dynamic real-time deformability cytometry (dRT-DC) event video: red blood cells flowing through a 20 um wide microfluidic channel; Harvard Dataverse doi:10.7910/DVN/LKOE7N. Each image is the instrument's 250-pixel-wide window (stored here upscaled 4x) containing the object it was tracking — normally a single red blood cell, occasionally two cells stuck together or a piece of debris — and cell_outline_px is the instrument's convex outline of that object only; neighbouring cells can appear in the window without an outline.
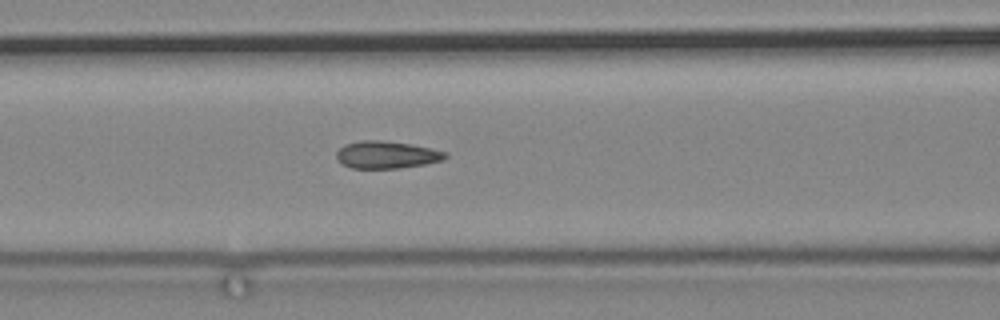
{"species": "common noctule bat (a hibernating species)", "species_latin": "Nyctalus noctula", "temperature_condition": "cold", "stored_images_in_passage": 44, "camera_frame_rate_fps": 3000, "um_per_image_px": 0.085, "animal": {"sex": "male", "body_mass_g": 19.2, "forearm_length_mm": 51.8}, "frame": {"image": 1, "passage_image": 13, "time_ms": 4.0, "image_size_px": [1000, 320], "cell_outline_px": [[448, 156], [444, 160], [428, 164], [400, 168], [352, 168], [336, 160], [336, 152], [344, 144], [360, 140], [380, 140], [412, 144], [432, 148], [448, 152]], "centroid_in_image_um": [32.9, 13.15], "position_along_channel_um": 133.7, "area_um2": 17.63}}